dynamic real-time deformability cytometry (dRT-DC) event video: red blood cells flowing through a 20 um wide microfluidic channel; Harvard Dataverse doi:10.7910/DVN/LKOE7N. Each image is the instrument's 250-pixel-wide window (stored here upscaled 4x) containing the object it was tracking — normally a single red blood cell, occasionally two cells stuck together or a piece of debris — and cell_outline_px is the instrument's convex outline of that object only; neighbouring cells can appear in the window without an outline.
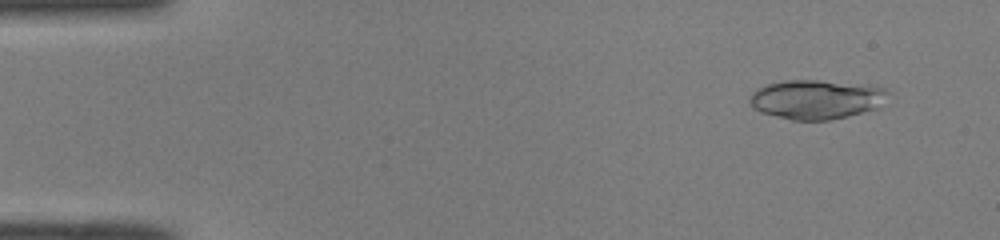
{"species": "common noctule bat (a hibernating species)", "species_latin": "Nyctalus noctula", "temperature_condition": "room temperature", "stored_images_in_passage": 49, "camera_frame_rate_fps": 3000, "um_per_image_px": 0.085, "animal": {"sex": "male", "body_mass_g": 19.0, "forearm_length_mm": 50.8}, "frame": {"image": 1, "passage_image": 4, "time_ms": 1.0, "image_size_px": [1000, 240], "cell_outline_px": [[888, 92], [876, 108], [848, 116], [828, 120], [792, 120], [764, 112], [752, 108], [748, 100], [752, 92], [756, 88], [768, 84], [784, 80], [820, 80], [868, 84], [884, 88]], "centroid_in_image_um": [69.35, 8.43], "position_along_channel_um": 15.7, "area_um2": 31.5}}